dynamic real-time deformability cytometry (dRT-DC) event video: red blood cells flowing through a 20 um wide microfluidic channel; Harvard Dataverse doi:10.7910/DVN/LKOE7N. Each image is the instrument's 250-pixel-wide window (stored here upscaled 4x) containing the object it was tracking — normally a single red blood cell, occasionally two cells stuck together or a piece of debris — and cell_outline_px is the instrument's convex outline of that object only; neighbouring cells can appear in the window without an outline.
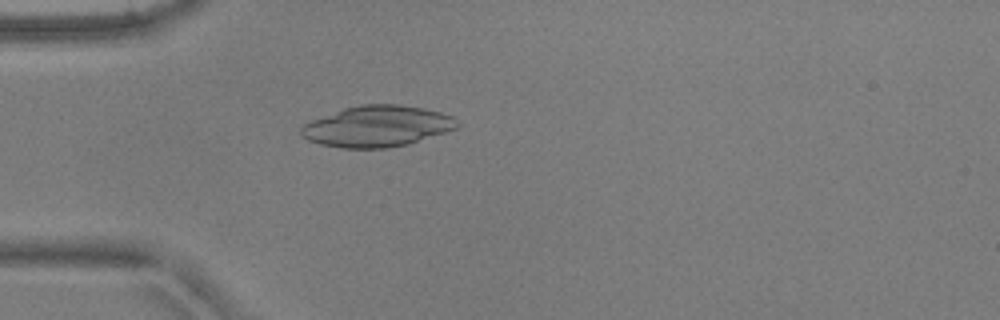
{"species": "common noctule bat (a hibernating species)", "species_latin": "Nyctalus noctula", "temperature_condition": "warm", "stored_images_in_passage": 4, "camera_frame_rate_fps": 3000, "um_per_image_px": 0.085, "animal": {"sex": "male", "body_mass_g": 17.9, "forearm_length_mm": 54.2}, "frame": {"image": 1, "passage_image": 4, "time_ms": 1.0, "image_size_px": [1000, 320], "cell_outline_px": [[460, 124], [456, 128], [408, 144], [388, 148], [344, 148], [320, 144], [308, 140], [300, 136], [300, 128], [304, 124], [312, 120], [344, 108], [360, 104], [400, 104], [424, 108], [440, 112], [452, 116]], "centroid_in_image_um": [32.04, 10.73], "position_along_channel_um": 53.0, "area_um2": 37.28}}